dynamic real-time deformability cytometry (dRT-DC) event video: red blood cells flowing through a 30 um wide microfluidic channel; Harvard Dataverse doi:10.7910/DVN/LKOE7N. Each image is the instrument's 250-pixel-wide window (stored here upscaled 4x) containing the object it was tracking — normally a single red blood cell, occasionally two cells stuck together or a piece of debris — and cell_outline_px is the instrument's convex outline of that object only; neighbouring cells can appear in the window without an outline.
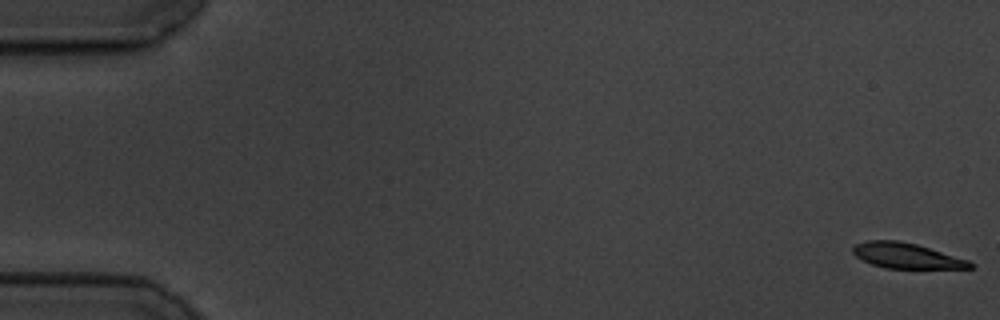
{"species": "common noctule bat (a hibernating species)", "species_latin": "Nyctalus noctula", "temperature_condition": "cold", "stored_images_in_passage": 11, "camera_frame_rate_fps": 3000, "um_per_image_px": 0.085, "animal": {"sex": "male", "body_mass_g": 19.5, "forearm_length_mm": 54.6}, "frame": {"image": 1, "passage_image": 1, "time_ms": 0.0, "image_size_px": [1000, 320], "cell_outline_px": [[976, 264], [972, 268], [884, 268], [872, 264], [856, 256], [852, 252], [852, 248], [856, 244], [868, 240], [896, 240], [916, 244], [968, 260]], "centroid_in_image_um": [77.04, 21.73], "position_along_channel_um": 8.0, "area_um2": 17.11}}